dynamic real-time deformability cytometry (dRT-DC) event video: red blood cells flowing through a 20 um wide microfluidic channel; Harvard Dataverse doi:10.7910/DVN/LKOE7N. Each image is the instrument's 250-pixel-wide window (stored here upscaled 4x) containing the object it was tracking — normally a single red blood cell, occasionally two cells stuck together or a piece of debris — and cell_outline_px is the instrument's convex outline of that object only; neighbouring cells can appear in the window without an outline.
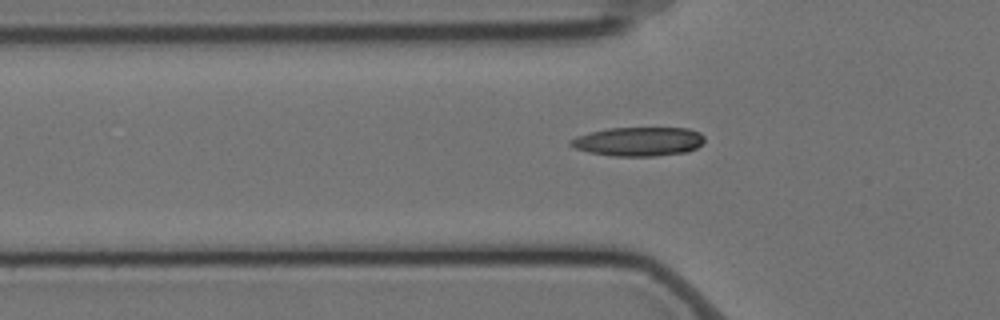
{"species": "Egyptian fruit bat (a non-hibernating species)", "species_latin": "Rousettus aegyptiacus", "temperature_condition": "cold", "stored_images_in_passage": 37, "camera_frame_rate_fps": 3000, "um_per_image_px": 0.085, "animal": {"sex": "female"}, "frame": {"image": 1, "passage_image": 3, "time_ms": 0.667, "image_size_px": [1000, 320], "cell_outline_px": [[704, 140], [696, 148], [688, 152], [656, 156], [612, 156], [588, 152], [576, 148], [568, 144], [568, 140], [576, 136], [588, 132], [608, 128], [688, 128], [700, 132], [704, 136]], "centroid_in_image_um": [54.25, 12.03], "position_along_channel_um": 71.5, "area_um2": 22.83}}
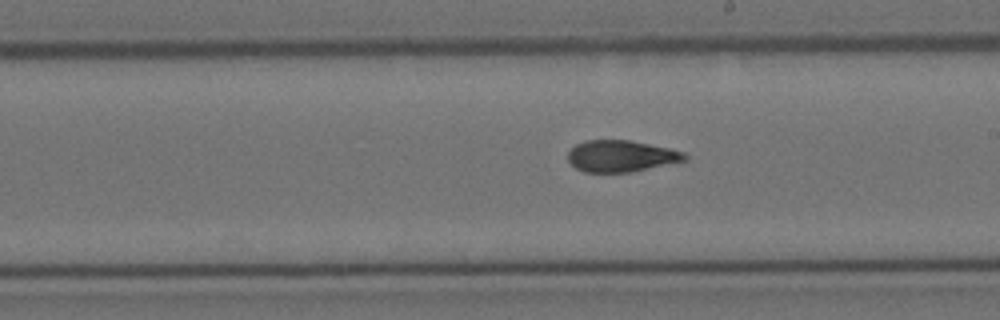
{"frame": {"image": 2, "passage_image": 17, "time_ms": 5.333, "image_size_px": [1000, 320], "cell_outline_px": [[688, 160], [628, 172], [584, 172], [576, 168], [568, 160], [568, 152], [576, 144], [584, 140], [628, 140], [672, 148], [684, 152], [688, 156]], "centroid_in_image_um": [52.81, 13.26], "position_along_channel_um": 236.2, "area_um2": 21.44}}
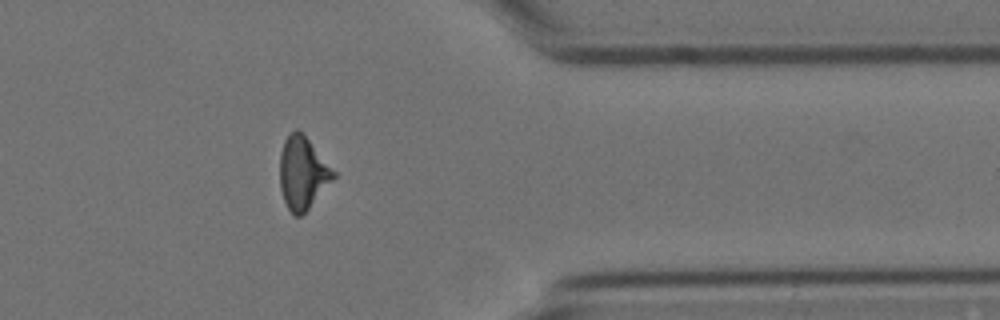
{"frame": {"image": 3, "passage_image": 31, "time_ms": 10.0, "image_size_px": [1000, 320], "cell_outline_px": [[336, 176], [308, 208], [300, 216], [296, 216], [288, 208], [284, 200], [280, 188], [280, 152], [284, 140], [296, 128], [304, 132], [336, 172]], "centroid_in_image_um": [25.73, 14.64], "position_along_channel_um": 385.7, "area_um2": 22.6}}